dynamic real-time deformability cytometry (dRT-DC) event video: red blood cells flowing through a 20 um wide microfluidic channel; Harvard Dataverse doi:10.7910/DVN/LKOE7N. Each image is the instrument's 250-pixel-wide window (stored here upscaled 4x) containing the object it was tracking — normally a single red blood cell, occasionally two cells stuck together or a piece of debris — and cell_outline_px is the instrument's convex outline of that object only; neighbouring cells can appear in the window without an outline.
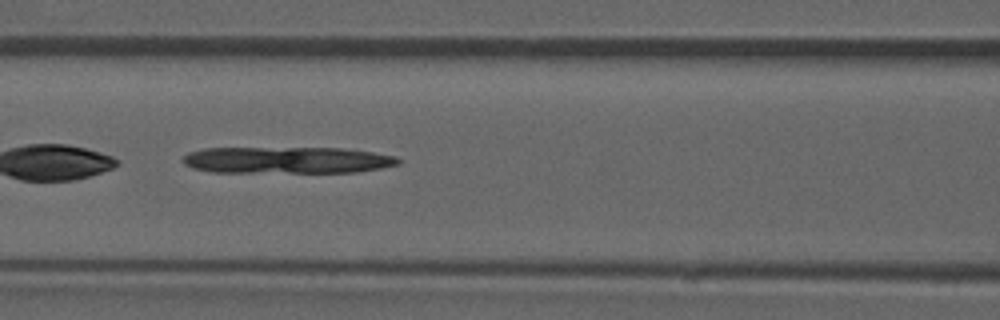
{"species": "common noctule bat (a hibernating species)", "species_latin": "Nyctalus noctula", "temperature_condition": "room temperature", "stored_images_in_passage": 51, "camera_frame_rate_fps": 3000, "um_per_image_px": 0.085, "animal": {"sex": "male", "forearm_length_mm": 52.5}, "frame": {"image": 1, "passage_image": 21, "time_ms": 6.667, "image_size_px": [1000, 320], "cell_outline_px": [[400, 164], [380, 168], [356, 172], [212, 172], [192, 168], [184, 164], [184, 156], [188, 152], [204, 148], [340, 148], [372, 152], [392, 156], [400, 160]], "centroid_in_image_um": [24.36, 13.61], "position_along_channel_um": 142.2, "area_um2": 33.29}}